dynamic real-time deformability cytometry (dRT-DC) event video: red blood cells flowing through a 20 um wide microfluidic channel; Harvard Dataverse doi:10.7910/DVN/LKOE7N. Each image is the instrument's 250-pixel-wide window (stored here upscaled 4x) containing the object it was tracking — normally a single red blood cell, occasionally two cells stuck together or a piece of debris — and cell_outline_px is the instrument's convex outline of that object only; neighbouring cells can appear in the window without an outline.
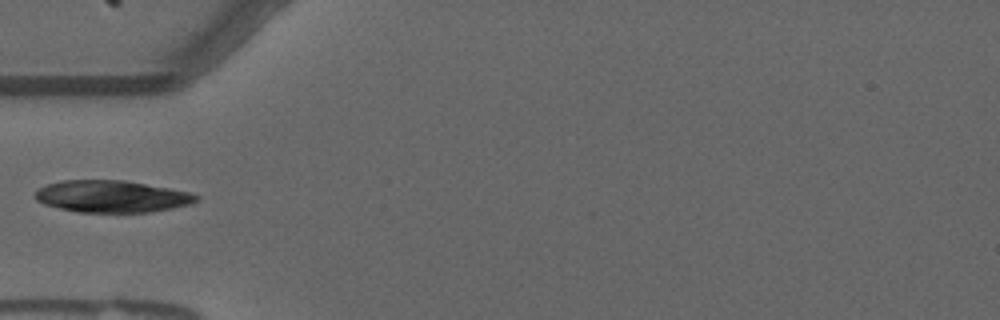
{"species": "common noctule bat (a hibernating species)", "species_latin": "Nyctalus noctula", "temperature_condition": "warm", "stored_images_in_passage": 9, "segment_of_instrument_passage": [2, 2], "camera_frame_rate_fps": 3000, "um_per_image_px": 0.085, "animal": {"sex": "male", "forearm_length_mm": 52.5}, "frame": {"image": 1, "passage_image": 2, "time_ms": 0.333, "image_size_px": [1000, 320], "cell_outline_px": [[200, 196], [196, 200], [188, 204], [172, 208], [152, 212], [76, 212], [44, 204], [36, 200], [32, 196], [32, 192], [48, 184], [64, 180], [124, 180], [168, 188], [188, 192]], "centroid_in_image_um": [9.43, 16.7], "position_along_channel_um": 75.6, "area_um2": 29.88}}